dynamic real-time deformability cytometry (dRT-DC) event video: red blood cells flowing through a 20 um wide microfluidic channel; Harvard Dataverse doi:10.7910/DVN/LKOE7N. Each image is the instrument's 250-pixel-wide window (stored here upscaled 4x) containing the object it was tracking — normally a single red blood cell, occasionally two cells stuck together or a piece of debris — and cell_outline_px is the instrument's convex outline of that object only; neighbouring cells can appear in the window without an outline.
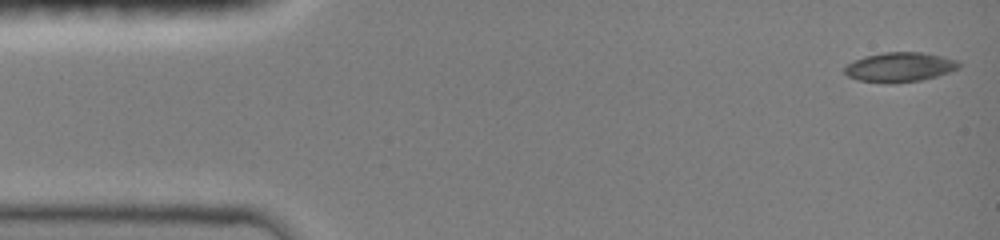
{"species": "common noctule bat (a hibernating species)", "species_latin": "Nyctalus noctula", "temperature_condition": "room temperature", "stored_images_in_passage": 8, "camera_frame_rate_fps": 3000, "um_per_image_px": 0.085, "animal": {"sex": "female", "body_mass_g": 19.0, "forearm_length_mm": 51.5}, "frame": {"image": 1, "passage_image": 1, "time_ms": 0.0, "image_size_px": [1000, 240], "cell_outline_px": [[960, 68], [936, 76], [920, 80], [896, 84], [860, 80], [848, 76], [844, 72], [844, 68], [848, 64], [864, 56], [884, 52], [920, 52], [940, 56], [956, 60], [960, 64]], "centroid_in_image_um": [76.47, 5.71], "position_along_channel_um": 8.5, "area_um2": 19.48}}
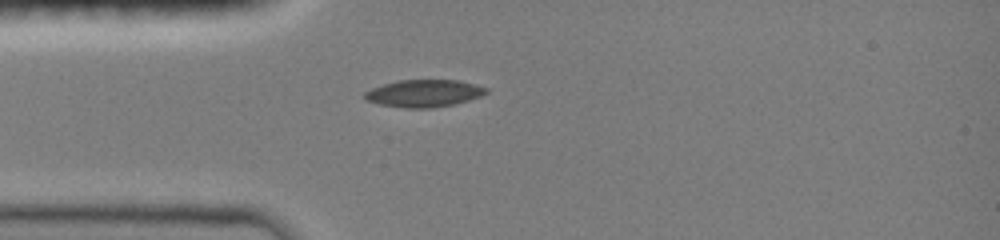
{"frame": {"image": 2, "passage_image": 6, "time_ms": 1.667, "image_size_px": [1000, 240], "cell_outline_px": [[488, 92], [480, 96], [456, 104], [432, 108], [404, 108], [380, 104], [368, 100], [364, 96], [364, 92], [372, 88], [396, 80], [460, 80], [476, 84], [488, 88]], "centroid_in_image_um": [36.07, 7.93], "position_along_channel_um": 48.9, "area_um2": 19.36}}
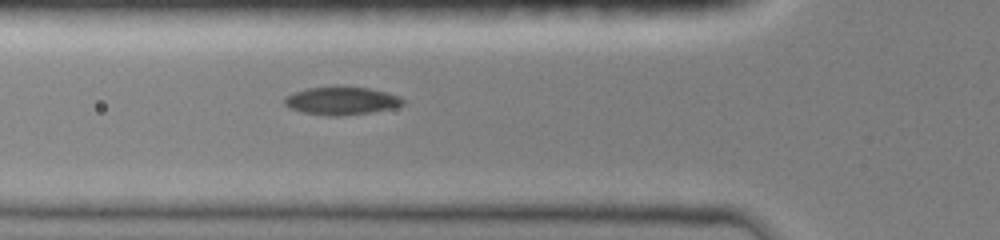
{"frame": {"image": 3, "passage_image": 8, "time_ms": 2.333, "image_size_px": [1000, 240], "cell_outline_px": [[404, 104], [392, 108], [368, 112], [340, 116], [328, 116], [304, 112], [292, 108], [284, 104], [284, 96], [292, 92], [308, 88], [368, 88], [400, 96], [404, 100]], "centroid_in_image_um": [29.0, 8.58], "position_along_channel_um": 96.8, "area_um2": 18.73}}